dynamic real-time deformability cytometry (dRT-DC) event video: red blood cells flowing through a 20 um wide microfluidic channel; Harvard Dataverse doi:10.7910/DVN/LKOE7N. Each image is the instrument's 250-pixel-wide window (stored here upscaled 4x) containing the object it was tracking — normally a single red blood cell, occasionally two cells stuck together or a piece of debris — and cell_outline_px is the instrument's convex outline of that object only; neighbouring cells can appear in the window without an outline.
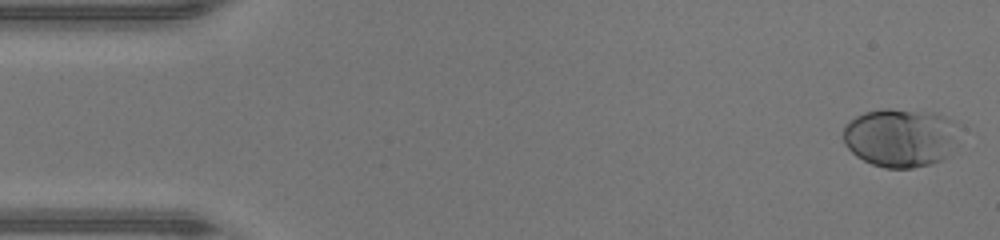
{"species": "human", "species_latin": "Homo sapiens", "temperature_condition": "warm", "stored_images_in_passage": 46, "camera_frame_rate_fps": 3000, "um_per_image_px": 0.085, "donor": {"sex": "male"}, "frame": {"image": 1, "passage_image": 1, "time_ms": 0.0, "image_size_px": [1000, 240], "cell_outline_px": [[956, 124], [948, 156], [944, 160], [932, 164], [912, 168], [884, 168], [872, 164], [856, 156], [844, 144], [844, 124], [856, 116], [864, 112], [884, 108], [888, 108], [936, 112], [952, 120]], "centroid_in_image_um": [76.48, 11.69], "position_along_channel_um": 8.5, "area_um2": 39.48}}
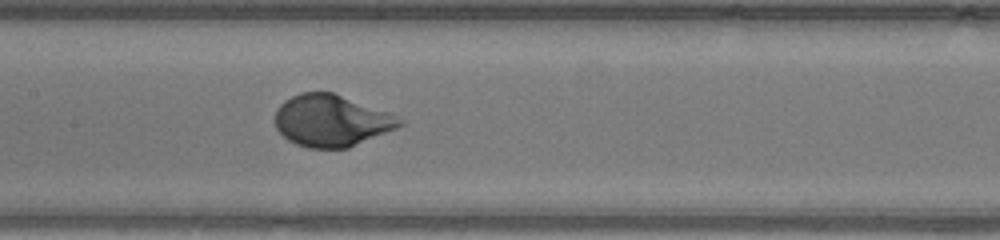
{"frame": {"image": 2, "passage_image": 22, "time_ms": 7.0, "image_size_px": [1000, 240], "cell_outline_px": [[404, 124], [396, 128], [348, 148], [308, 148], [296, 144], [288, 140], [276, 128], [276, 112], [280, 104], [284, 100], [300, 92], [332, 92], [384, 112], [404, 120]], "centroid_in_image_um": [28.12, 10.27], "position_along_channel_um": 179.3, "area_um2": 36.88}}
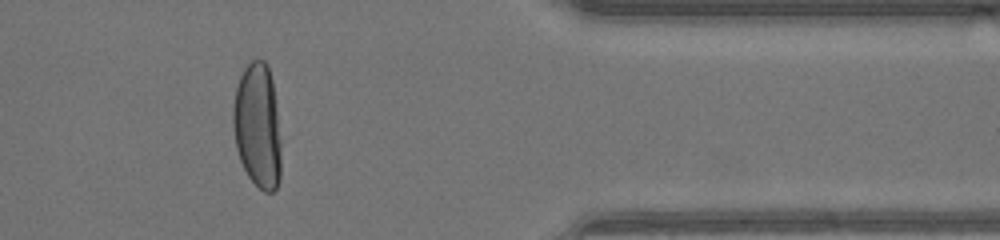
{"frame": {"image": 3, "passage_image": 38, "time_ms": 12.333, "image_size_px": [1000, 240], "cell_outline_px": [[280, 180], [276, 188], [272, 192], [264, 192], [248, 176], [240, 160], [236, 148], [232, 124], [232, 108], [236, 88], [240, 76], [244, 68], [252, 60], [264, 60], [268, 64], [272, 80], [280, 140]], "centroid_in_image_um": [21.87, 10.7], "position_along_channel_um": 389.5, "area_um2": 34.85}}